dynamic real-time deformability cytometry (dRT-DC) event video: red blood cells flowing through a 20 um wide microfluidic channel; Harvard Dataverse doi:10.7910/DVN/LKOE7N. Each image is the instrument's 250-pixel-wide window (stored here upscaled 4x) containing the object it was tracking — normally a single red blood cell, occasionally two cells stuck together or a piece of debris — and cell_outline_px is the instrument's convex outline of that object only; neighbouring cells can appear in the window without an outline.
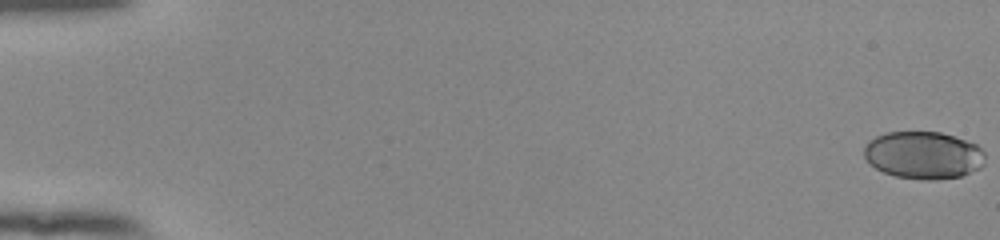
{"species": "human", "species_latin": "Homo sapiens", "temperature_condition": "room temperature", "stored_images_in_passage": 55, "camera_frame_rate_fps": 3000, "um_per_image_px": 0.085, "donor": {"sex": "female"}, "frame": {"image": 1, "passage_image": 1, "time_ms": 0.0, "image_size_px": [1000, 240], "cell_outline_px": [[984, 164], [980, 168], [960, 176], [932, 180], [924, 180], [896, 176], [884, 172], [876, 168], [864, 156], [864, 148], [868, 140], [876, 136], [888, 132], [940, 132], [976, 144], [984, 152]], "centroid_in_image_um": [78.49, 13.18], "position_along_channel_um": 6.5, "area_um2": 33.23}}
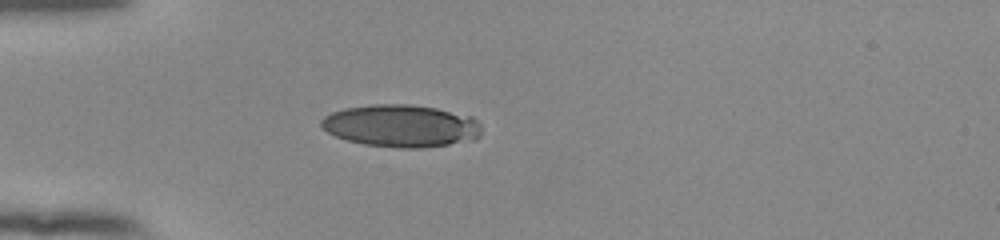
{"frame": {"image": 2, "passage_image": 18, "time_ms": 5.667, "image_size_px": [1000, 240], "cell_outline_px": [[480, 136], [476, 140], [424, 148], [396, 148], [364, 144], [348, 140], [336, 136], [328, 132], [320, 124], [320, 120], [324, 116], [332, 112], [344, 108], [372, 104], [408, 104], [436, 108], [472, 116], [480, 124]], "centroid_in_image_um": [34.11, 10.7], "position_along_channel_um": 50.9, "area_um2": 39.77}}
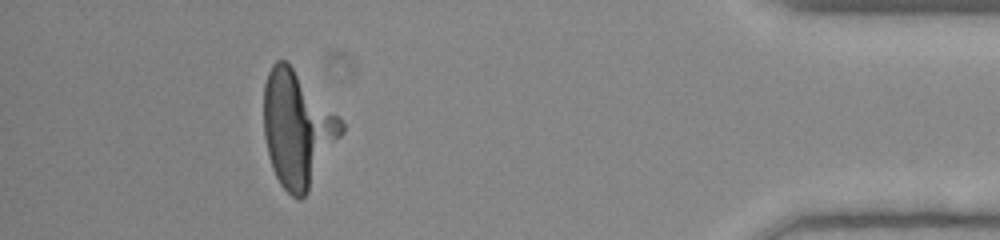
{"frame": {"image": 3, "passage_image": 51, "time_ms": 16.667, "image_size_px": [1000, 240], "cell_outline_px": [[344, 132], [308, 192], [300, 200], [296, 200], [280, 184], [272, 168], [268, 156], [264, 136], [264, 84], [268, 72], [272, 64], [276, 60], [284, 60], [292, 68], [344, 124]], "centroid_in_image_um": [25.25, 11.01], "position_along_channel_um": 410.0, "area_um2": 51.27}}